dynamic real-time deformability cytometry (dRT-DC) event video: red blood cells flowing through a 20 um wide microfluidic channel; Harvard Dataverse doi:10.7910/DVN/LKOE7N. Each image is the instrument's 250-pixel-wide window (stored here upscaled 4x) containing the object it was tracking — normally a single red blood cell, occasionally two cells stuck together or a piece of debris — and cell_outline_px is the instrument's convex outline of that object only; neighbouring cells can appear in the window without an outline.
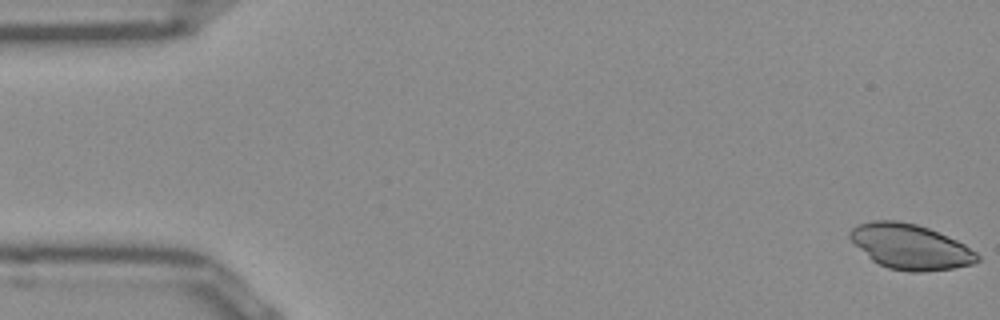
{"species": "Egyptian fruit bat (a non-hibernating species)", "species_latin": "Rousettus aegyptiacus", "temperature_condition": "room temperature", "stored_images_in_passage": 52, "camera_frame_rate_fps": 3000, "um_per_image_px": 0.085, "frame": {"image": 1, "passage_image": 1, "time_ms": 0.0, "image_size_px": [1000, 320], "cell_outline_px": [[980, 260], [972, 264], [952, 268], [924, 272], [908, 272], [888, 268], [872, 260], [848, 236], [848, 232], [852, 228], [860, 224], [872, 220], [896, 220], [916, 224], [928, 228], [956, 240], [964, 244], [976, 252], [980, 256]], "centroid_in_image_um": [77.39, 20.97], "position_along_channel_um": 7.6, "area_um2": 33.23}}